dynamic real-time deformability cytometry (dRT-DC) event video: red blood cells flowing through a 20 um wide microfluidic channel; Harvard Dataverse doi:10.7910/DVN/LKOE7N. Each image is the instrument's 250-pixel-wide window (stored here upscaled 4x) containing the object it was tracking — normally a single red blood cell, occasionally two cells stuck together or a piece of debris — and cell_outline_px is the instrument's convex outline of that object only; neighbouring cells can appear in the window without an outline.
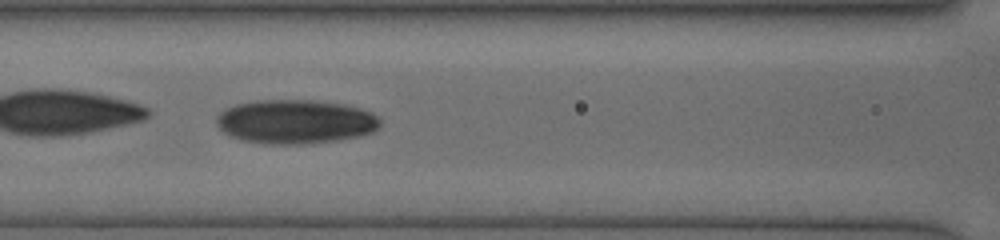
{"species": "human", "species_latin": "Homo sapiens", "temperature_condition": "cold", "stored_images_in_passage": 41, "camera_frame_rate_fps": 3000, "um_per_image_px": 0.085, "donor": {"sex": "female"}, "frame": {"image": 1, "passage_image": 15, "time_ms": 2.333, "image_size_px": [1000, 240], "cell_outline_px": [[380, 128], [372, 132], [360, 136], [340, 140], [308, 144], [264, 144], [240, 140], [224, 132], [216, 124], [216, 116], [224, 108], [236, 104], [256, 100], [312, 100], [344, 104], [360, 108], [372, 112], [380, 120]], "centroid_in_image_um": [25.11, 10.35], "position_along_channel_um": 141.5, "area_um2": 42.48}}
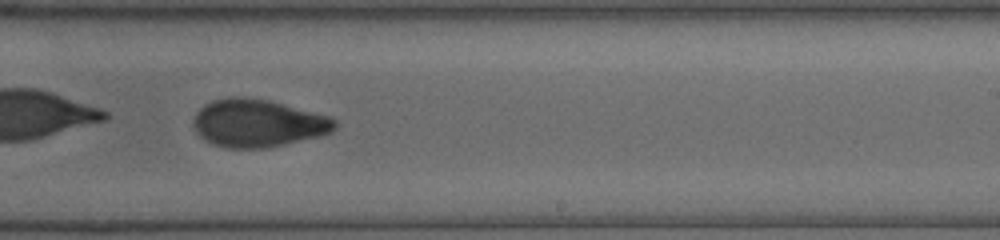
{"frame": {"image": 2, "passage_image": 25, "time_ms": 5.333, "image_size_px": [1000, 240], "cell_outline_px": [[336, 128], [332, 132], [320, 136], [284, 144], [264, 148], [228, 148], [212, 144], [200, 136], [196, 132], [192, 124], [192, 120], [196, 112], [204, 104], [212, 100], [228, 96], [244, 96], [268, 100], [332, 116], [336, 120]], "centroid_in_image_um": [21.91, 10.45], "position_along_channel_um": 267.1, "area_um2": 39.71}}
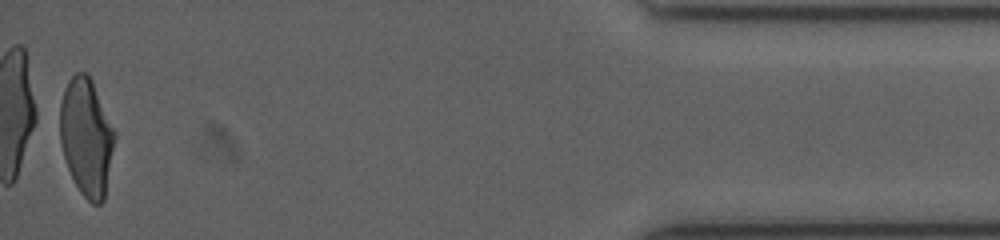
{"frame": {"image": 3, "passage_image": 41, "time_ms": 10.667, "image_size_px": [1000, 240], "cell_outline_px": [[116, 136], [104, 200], [100, 204], [92, 204], [80, 192], [68, 168], [64, 156], [60, 140], [60, 104], [68, 80], [76, 72], [88, 72], [92, 80], [116, 132]], "centroid_in_image_um": [7.36, 11.63], "position_along_channel_um": 427.8, "area_um2": 37.4}}